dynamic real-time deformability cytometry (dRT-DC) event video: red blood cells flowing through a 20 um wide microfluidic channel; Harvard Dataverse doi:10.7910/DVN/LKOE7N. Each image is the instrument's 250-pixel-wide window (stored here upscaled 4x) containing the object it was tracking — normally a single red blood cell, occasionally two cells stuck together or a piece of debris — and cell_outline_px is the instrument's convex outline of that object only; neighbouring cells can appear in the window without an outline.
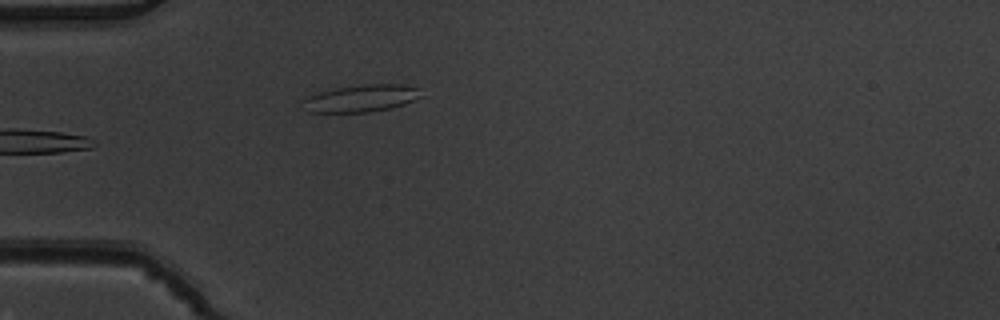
{"species": "common noctule bat (a hibernating species)", "species_latin": "Nyctalus noctula", "temperature_condition": "warm", "stored_images_in_passage": 4, "camera_frame_rate_fps": 3000, "um_per_image_px": 0.085, "animal": {"sex": "male", "body_mass_g": 19.5, "forearm_length_mm": 54.6}, "frame": {"image": 1, "passage_image": 4, "time_ms": 1.0, "image_size_px": [1000, 320], "cell_outline_px": [[424, 96], [404, 104], [392, 108], [368, 112], [308, 112], [300, 108], [304, 100], [308, 96], [320, 92], [336, 88], [364, 84], [404, 84], [420, 88]], "centroid_in_image_um": [30.74, 8.36], "position_along_channel_um": 54.3, "area_um2": 18.96}}